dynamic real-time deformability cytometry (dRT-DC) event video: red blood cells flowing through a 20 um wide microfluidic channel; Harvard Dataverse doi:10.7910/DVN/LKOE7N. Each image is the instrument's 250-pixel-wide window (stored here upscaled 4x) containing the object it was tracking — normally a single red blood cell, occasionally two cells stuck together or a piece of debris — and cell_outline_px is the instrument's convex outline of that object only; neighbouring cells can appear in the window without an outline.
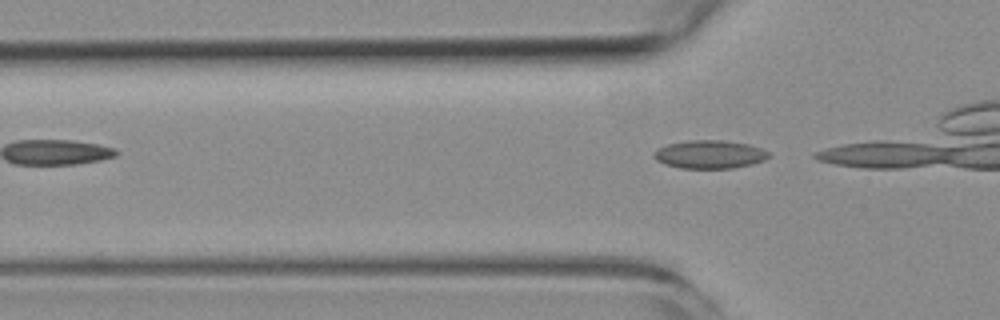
{"species": "common noctule bat (a hibernating species)", "species_latin": "Nyctalus noctula", "temperature_condition": "room temperature", "stored_images_in_passage": 6, "camera_frame_rate_fps": 3000, "um_per_image_px": 0.085, "animal": {"sex": "female", "body_mass_g": 19.3, "forearm_length_mm": 54.1}, "frame": {"image": 1, "passage_image": 6, "time_ms": 7.0, "image_size_px": [1000, 320], "cell_outline_px": [[768, 156], [764, 160], [752, 164], [732, 168], [680, 168], [664, 164], [656, 160], [652, 156], [652, 152], [656, 148], [668, 144], [688, 140], [720, 140], [748, 144], [760, 148], [768, 152]], "centroid_in_image_um": [60.25, 13.12], "position_along_channel_um": 65.6, "area_um2": 18.9}}